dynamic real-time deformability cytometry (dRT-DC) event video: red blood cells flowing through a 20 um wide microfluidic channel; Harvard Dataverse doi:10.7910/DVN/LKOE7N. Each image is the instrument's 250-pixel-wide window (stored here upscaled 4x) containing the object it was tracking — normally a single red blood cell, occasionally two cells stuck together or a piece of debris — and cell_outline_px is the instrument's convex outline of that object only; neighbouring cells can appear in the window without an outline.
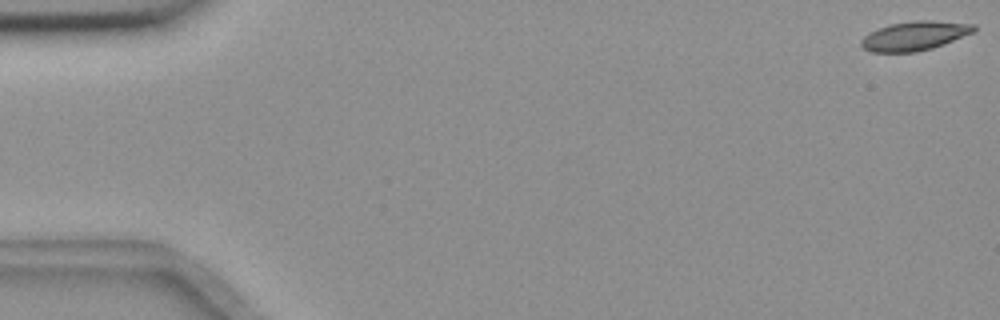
{"species": "common noctule bat (a hibernating species)", "species_latin": "Nyctalus noctula", "temperature_condition": "room temperature", "stored_images_in_passage": 5, "camera_frame_rate_fps": 3000, "um_per_image_px": 0.085, "animal": {"sex": "female", "body_mass_g": 18.4}, "frame": {"image": 1, "passage_image": 1, "time_ms": 0.0, "image_size_px": [1000, 320], "cell_outline_px": [[976, 32], [944, 44], [932, 48], [916, 52], [872, 52], [864, 48], [860, 44], [860, 40], [864, 36], [880, 28], [892, 24], [912, 20], [932, 20], [976, 24]], "centroid_in_image_um": [77.8, 3.04], "position_along_channel_um": 7.2, "area_um2": 19.19}}